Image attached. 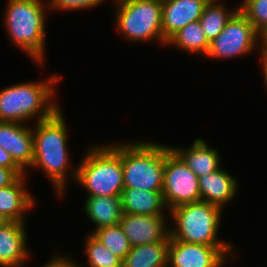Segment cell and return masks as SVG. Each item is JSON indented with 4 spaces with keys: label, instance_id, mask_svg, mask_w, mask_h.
<instances>
[{
    "label": "cell",
    "instance_id": "6da1fadb",
    "mask_svg": "<svg viewBox=\"0 0 267 267\" xmlns=\"http://www.w3.org/2000/svg\"><path fill=\"white\" fill-rule=\"evenodd\" d=\"M62 113L59 108L50 118L38 121L32 128L34 160L30 167L43 169L58 196L65 192L70 164L67 126Z\"/></svg>",
    "mask_w": 267,
    "mask_h": 267
},
{
    "label": "cell",
    "instance_id": "7a4b0ae2",
    "mask_svg": "<svg viewBox=\"0 0 267 267\" xmlns=\"http://www.w3.org/2000/svg\"><path fill=\"white\" fill-rule=\"evenodd\" d=\"M58 75L44 81H28L0 90V122L27 123L50 118L60 106L54 100ZM46 81V82H45Z\"/></svg>",
    "mask_w": 267,
    "mask_h": 267
},
{
    "label": "cell",
    "instance_id": "3957f363",
    "mask_svg": "<svg viewBox=\"0 0 267 267\" xmlns=\"http://www.w3.org/2000/svg\"><path fill=\"white\" fill-rule=\"evenodd\" d=\"M81 161L70 176L84 187L87 196H121L124 189L121 143L90 146Z\"/></svg>",
    "mask_w": 267,
    "mask_h": 267
},
{
    "label": "cell",
    "instance_id": "277c9868",
    "mask_svg": "<svg viewBox=\"0 0 267 267\" xmlns=\"http://www.w3.org/2000/svg\"><path fill=\"white\" fill-rule=\"evenodd\" d=\"M46 4L43 6L42 0H7L3 19L8 38L40 67L46 50Z\"/></svg>",
    "mask_w": 267,
    "mask_h": 267
},
{
    "label": "cell",
    "instance_id": "5b68a950",
    "mask_svg": "<svg viewBox=\"0 0 267 267\" xmlns=\"http://www.w3.org/2000/svg\"><path fill=\"white\" fill-rule=\"evenodd\" d=\"M124 188L162 191L165 144L151 141L121 143Z\"/></svg>",
    "mask_w": 267,
    "mask_h": 267
},
{
    "label": "cell",
    "instance_id": "8992f818",
    "mask_svg": "<svg viewBox=\"0 0 267 267\" xmlns=\"http://www.w3.org/2000/svg\"><path fill=\"white\" fill-rule=\"evenodd\" d=\"M169 212L175 226H170V238L208 246H233L217 237L222 217L220 207L199 201L176 206Z\"/></svg>",
    "mask_w": 267,
    "mask_h": 267
},
{
    "label": "cell",
    "instance_id": "52a82bcc",
    "mask_svg": "<svg viewBox=\"0 0 267 267\" xmlns=\"http://www.w3.org/2000/svg\"><path fill=\"white\" fill-rule=\"evenodd\" d=\"M116 29L133 42L166 41L162 32V2L155 0H116Z\"/></svg>",
    "mask_w": 267,
    "mask_h": 267
},
{
    "label": "cell",
    "instance_id": "ba28073f",
    "mask_svg": "<svg viewBox=\"0 0 267 267\" xmlns=\"http://www.w3.org/2000/svg\"><path fill=\"white\" fill-rule=\"evenodd\" d=\"M260 34L238 10L224 26L220 34L210 42L206 56L214 59H229L260 50Z\"/></svg>",
    "mask_w": 267,
    "mask_h": 267
},
{
    "label": "cell",
    "instance_id": "9c48e42d",
    "mask_svg": "<svg viewBox=\"0 0 267 267\" xmlns=\"http://www.w3.org/2000/svg\"><path fill=\"white\" fill-rule=\"evenodd\" d=\"M162 194L168 211L176 206L200 201L198 177L165 145Z\"/></svg>",
    "mask_w": 267,
    "mask_h": 267
},
{
    "label": "cell",
    "instance_id": "30bf717a",
    "mask_svg": "<svg viewBox=\"0 0 267 267\" xmlns=\"http://www.w3.org/2000/svg\"><path fill=\"white\" fill-rule=\"evenodd\" d=\"M233 249L234 246H208L170 238L167 267H222Z\"/></svg>",
    "mask_w": 267,
    "mask_h": 267
},
{
    "label": "cell",
    "instance_id": "8fae6325",
    "mask_svg": "<svg viewBox=\"0 0 267 267\" xmlns=\"http://www.w3.org/2000/svg\"><path fill=\"white\" fill-rule=\"evenodd\" d=\"M166 215L122 214L119 223L131 246L170 241Z\"/></svg>",
    "mask_w": 267,
    "mask_h": 267
},
{
    "label": "cell",
    "instance_id": "7c38bea8",
    "mask_svg": "<svg viewBox=\"0 0 267 267\" xmlns=\"http://www.w3.org/2000/svg\"><path fill=\"white\" fill-rule=\"evenodd\" d=\"M0 147L26 172L34 160L32 128L23 123L0 122Z\"/></svg>",
    "mask_w": 267,
    "mask_h": 267
},
{
    "label": "cell",
    "instance_id": "4fadbf2b",
    "mask_svg": "<svg viewBox=\"0 0 267 267\" xmlns=\"http://www.w3.org/2000/svg\"><path fill=\"white\" fill-rule=\"evenodd\" d=\"M210 0H168L162 2V32L167 42L187 24L199 21Z\"/></svg>",
    "mask_w": 267,
    "mask_h": 267
},
{
    "label": "cell",
    "instance_id": "5bb4252c",
    "mask_svg": "<svg viewBox=\"0 0 267 267\" xmlns=\"http://www.w3.org/2000/svg\"><path fill=\"white\" fill-rule=\"evenodd\" d=\"M25 224L9 221L0 227V267H22L31 257Z\"/></svg>",
    "mask_w": 267,
    "mask_h": 267
},
{
    "label": "cell",
    "instance_id": "9a60e30c",
    "mask_svg": "<svg viewBox=\"0 0 267 267\" xmlns=\"http://www.w3.org/2000/svg\"><path fill=\"white\" fill-rule=\"evenodd\" d=\"M25 176H19L11 185L0 188V213L8 221L26 223L25 213L35 204L33 195L26 189Z\"/></svg>",
    "mask_w": 267,
    "mask_h": 267
},
{
    "label": "cell",
    "instance_id": "2e32d148",
    "mask_svg": "<svg viewBox=\"0 0 267 267\" xmlns=\"http://www.w3.org/2000/svg\"><path fill=\"white\" fill-rule=\"evenodd\" d=\"M200 201L216 205L221 209L236 195L238 182L222 167L216 172L198 177Z\"/></svg>",
    "mask_w": 267,
    "mask_h": 267
},
{
    "label": "cell",
    "instance_id": "e0dca14e",
    "mask_svg": "<svg viewBox=\"0 0 267 267\" xmlns=\"http://www.w3.org/2000/svg\"><path fill=\"white\" fill-rule=\"evenodd\" d=\"M170 148L197 177L206 176L222 167L218 150L208 147L200 138L195 139L193 145L186 149L181 146Z\"/></svg>",
    "mask_w": 267,
    "mask_h": 267
},
{
    "label": "cell",
    "instance_id": "ac0fdd59",
    "mask_svg": "<svg viewBox=\"0 0 267 267\" xmlns=\"http://www.w3.org/2000/svg\"><path fill=\"white\" fill-rule=\"evenodd\" d=\"M121 204L123 214L165 215L164 211L168 210L162 191L124 188L121 194Z\"/></svg>",
    "mask_w": 267,
    "mask_h": 267
},
{
    "label": "cell",
    "instance_id": "d6986e66",
    "mask_svg": "<svg viewBox=\"0 0 267 267\" xmlns=\"http://www.w3.org/2000/svg\"><path fill=\"white\" fill-rule=\"evenodd\" d=\"M84 210L92 223L96 224L94 231L102 227L118 225L123 214L121 196H87Z\"/></svg>",
    "mask_w": 267,
    "mask_h": 267
},
{
    "label": "cell",
    "instance_id": "ffe728a7",
    "mask_svg": "<svg viewBox=\"0 0 267 267\" xmlns=\"http://www.w3.org/2000/svg\"><path fill=\"white\" fill-rule=\"evenodd\" d=\"M169 242L133 246L122 260V267H167Z\"/></svg>",
    "mask_w": 267,
    "mask_h": 267
},
{
    "label": "cell",
    "instance_id": "44dd1931",
    "mask_svg": "<svg viewBox=\"0 0 267 267\" xmlns=\"http://www.w3.org/2000/svg\"><path fill=\"white\" fill-rule=\"evenodd\" d=\"M167 45L175 46L178 49L206 55L210 46V42L205 36L201 23L195 21L187 24L176 32L166 43Z\"/></svg>",
    "mask_w": 267,
    "mask_h": 267
},
{
    "label": "cell",
    "instance_id": "7402d4cb",
    "mask_svg": "<svg viewBox=\"0 0 267 267\" xmlns=\"http://www.w3.org/2000/svg\"><path fill=\"white\" fill-rule=\"evenodd\" d=\"M239 10L235 7L234 10H227L226 5L220 0H210L204 7L203 13L199 22L204 30L205 36L209 42L221 33L224 26L231 19V17Z\"/></svg>",
    "mask_w": 267,
    "mask_h": 267
},
{
    "label": "cell",
    "instance_id": "603a6c76",
    "mask_svg": "<svg viewBox=\"0 0 267 267\" xmlns=\"http://www.w3.org/2000/svg\"><path fill=\"white\" fill-rule=\"evenodd\" d=\"M91 233L121 260L126 257L132 248L119 224L102 227Z\"/></svg>",
    "mask_w": 267,
    "mask_h": 267
},
{
    "label": "cell",
    "instance_id": "cb8c5ba5",
    "mask_svg": "<svg viewBox=\"0 0 267 267\" xmlns=\"http://www.w3.org/2000/svg\"><path fill=\"white\" fill-rule=\"evenodd\" d=\"M88 267H122V260L106 248L92 233L85 241Z\"/></svg>",
    "mask_w": 267,
    "mask_h": 267
},
{
    "label": "cell",
    "instance_id": "d4e9b609",
    "mask_svg": "<svg viewBox=\"0 0 267 267\" xmlns=\"http://www.w3.org/2000/svg\"><path fill=\"white\" fill-rule=\"evenodd\" d=\"M238 7L259 34L267 29V0H244Z\"/></svg>",
    "mask_w": 267,
    "mask_h": 267
},
{
    "label": "cell",
    "instance_id": "484cf974",
    "mask_svg": "<svg viewBox=\"0 0 267 267\" xmlns=\"http://www.w3.org/2000/svg\"><path fill=\"white\" fill-rule=\"evenodd\" d=\"M103 0H49V10H81L94 8L103 3Z\"/></svg>",
    "mask_w": 267,
    "mask_h": 267
},
{
    "label": "cell",
    "instance_id": "4316f807",
    "mask_svg": "<svg viewBox=\"0 0 267 267\" xmlns=\"http://www.w3.org/2000/svg\"><path fill=\"white\" fill-rule=\"evenodd\" d=\"M0 166L13 169L19 176L26 175V172L14 161L11 154L0 147Z\"/></svg>",
    "mask_w": 267,
    "mask_h": 267
},
{
    "label": "cell",
    "instance_id": "83f0119b",
    "mask_svg": "<svg viewBox=\"0 0 267 267\" xmlns=\"http://www.w3.org/2000/svg\"><path fill=\"white\" fill-rule=\"evenodd\" d=\"M41 267H82V265H78L75 261H72V258H69L67 255H56L51 259V261L45 263Z\"/></svg>",
    "mask_w": 267,
    "mask_h": 267
},
{
    "label": "cell",
    "instance_id": "f1b7e54d",
    "mask_svg": "<svg viewBox=\"0 0 267 267\" xmlns=\"http://www.w3.org/2000/svg\"><path fill=\"white\" fill-rule=\"evenodd\" d=\"M18 177L13 169L0 166V188L11 185Z\"/></svg>",
    "mask_w": 267,
    "mask_h": 267
},
{
    "label": "cell",
    "instance_id": "f546056e",
    "mask_svg": "<svg viewBox=\"0 0 267 267\" xmlns=\"http://www.w3.org/2000/svg\"><path fill=\"white\" fill-rule=\"evenodd\" d=\"M260 56H267V29L260 34Z\"/></svg>",
    "mask_w": 267,
    "mask_h": 267
},
{
    "label": "cell",
    "instance_id": "4dcf8cb0",
    "mask_svg": "<svg viewBox=\"0 0 267 267\" xmlns=\"http://www.w3.org/2000/svg\"><path fill=\"white\" fill-rule=\"evenodd\" d=\"M261 64L263 65L264 84L267 90V56H260Z\"/></svg>",
    "mask_w": 267,
    "mask_h": 267
},
{
    "label": "cell",
    "instance_id": "1f68e13d",
    "mask_svg": "<svg viewBox=\"0 0 267 267\" xmlns=\"http://www.w3.org/2000/svg\"><path fill=\"white\" fill-rule=\"evenodd\" d=\"M9 221L0 213V227L4 226Z\"/></svg>",
    "mask_w": 267,
    "mask_h": 267
},
{
    "label": "cell",
    "instance_id": "d6a6232c",
    "mask_svg": "<svg viewBox=\"0 0 267 267\" xmlns=\"http://www.w3.org/2000/svg\"><path fill=\"white\" fill-rule=\"evenodd\" d=\"M155 1H159V2H165V1H168V0H155Z\"/></svg>",
    "mask_w": 267,
    "mask_h": 267
}]
</instances>
